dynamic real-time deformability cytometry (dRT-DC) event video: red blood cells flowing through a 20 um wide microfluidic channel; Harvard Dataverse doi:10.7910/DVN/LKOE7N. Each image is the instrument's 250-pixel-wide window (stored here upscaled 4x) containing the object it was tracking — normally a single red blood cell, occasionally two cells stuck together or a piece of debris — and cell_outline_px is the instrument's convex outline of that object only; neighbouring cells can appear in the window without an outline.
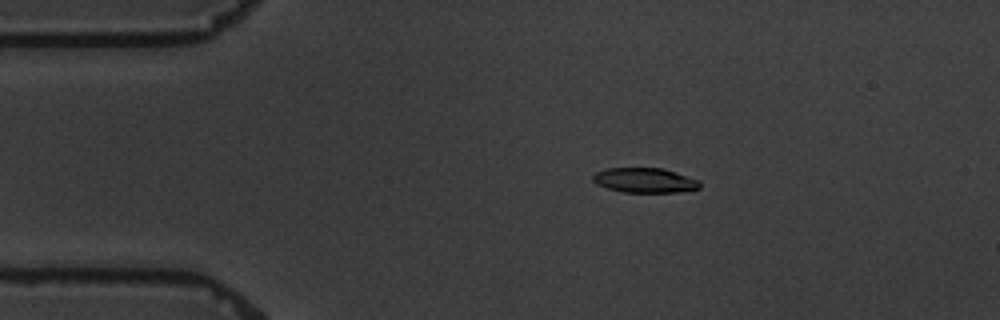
{"species": "common noctule bat (a hibernating species)", "species_latin": "Nyctalus noctula", "temperature_condition": "warm", "stored_images_in_passage": 5, "camera_frame_rate_fps": 3000, "um_per_image_px": 0.085, "animal": {"sex": "male", "body_mass_g": 19.5, "forearm_length_mm": 54.6}, "frame": {"image": 1, "passage_image": 3, "time_ms": 3.0, "image_size_px": [1000, 320], "cell_outline_px": [[700, 188], [680, 192], [624, 192], [608, 188], [596, 184], [592, 180], [592, 176], [596, 172], [608, 168], [664, 168], [700, 180]], "centroid_in_image_um": [54.82, 15.32], "position_along_channel_um": 30.2, "area_um2": 15.49}}